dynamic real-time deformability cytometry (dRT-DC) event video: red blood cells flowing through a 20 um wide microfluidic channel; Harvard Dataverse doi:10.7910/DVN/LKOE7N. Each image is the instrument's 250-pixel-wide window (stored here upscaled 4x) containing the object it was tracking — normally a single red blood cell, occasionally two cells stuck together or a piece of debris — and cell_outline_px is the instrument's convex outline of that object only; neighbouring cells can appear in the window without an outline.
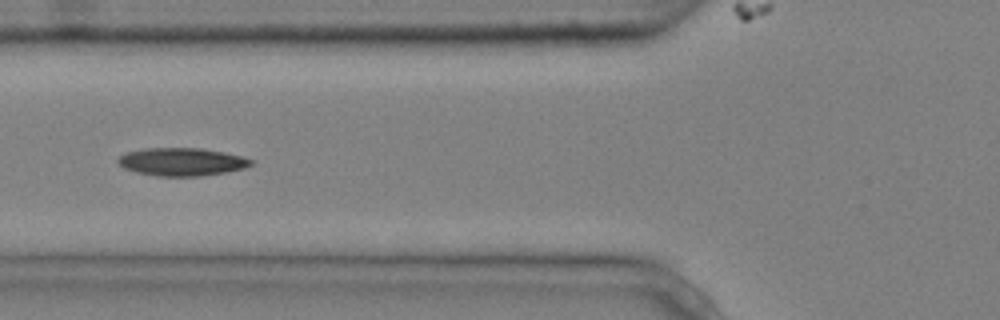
{"species": "common noctule bat (a hibernating species)", "species_latin": "Nyctalus noctula", "temperature_condition": "cold", "stored_images_in_passage": 6, "camera_frame_rate_fps": 3000, "um_per_image_px": 0.085, "animal": {"sex": "male", "body_mass_g": 20.4}, "frame": {"image": 1, "passage_image": 5, "time_ms": 1.333, "image_size_px": [1000, 320], "cell_outline_px": [[256, 160], [252, 164], [244, 168], [224, 172], [200, 176], [156, 176], [136, 172], [124, 168], [116, 160], [120, 156], [128, 152], [144, 148], [200, 148], [224, 152], [244, 156]], "centroid_in_image_um": [15.48, 13.75], "position_along_channel_um": 110.3, "area_um2": 21.68}}